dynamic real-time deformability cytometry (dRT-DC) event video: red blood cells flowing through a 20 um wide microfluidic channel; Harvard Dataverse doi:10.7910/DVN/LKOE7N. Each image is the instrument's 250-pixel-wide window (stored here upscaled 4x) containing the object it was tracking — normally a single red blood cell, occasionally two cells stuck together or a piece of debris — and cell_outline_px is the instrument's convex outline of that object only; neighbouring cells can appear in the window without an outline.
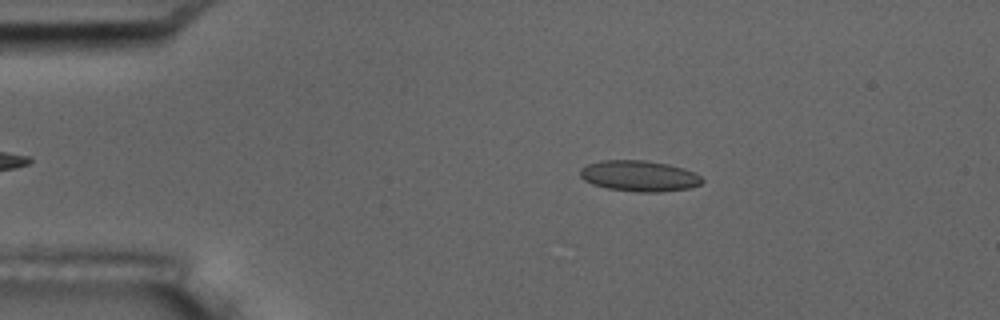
{"species": "common noctule bat (a hibernating species)", "species_latin": "Nyctalus noctula", "temperature_condition": "room temperature", "stored_images_in_passage": 5, "camera_frame_rate_fps": 3000, "um_per_image_px": 0.085, "animal": {"sex": "male", "body_mass_g": 17.5, "forearm_length_mm": 52.3}, "frame": {"image": 1, "passage_image": 3, "time_ms": 2.0, "image_size_px": [1000, 320], "cell_outline_px": [[704, 180], [700, 184], [688, 188], [660, 192], [636, 192], [608, 188], [592, 184], [584, 180], [580, 176], [580, 168], [588, 164], [600, 160], [644, 160], [668, 164], [684, 168], [700, 176]], "centroid_in_image_um": [54.31, 14.95], "position_along_channel_um": 30.7, "area_um2": 21.91}}
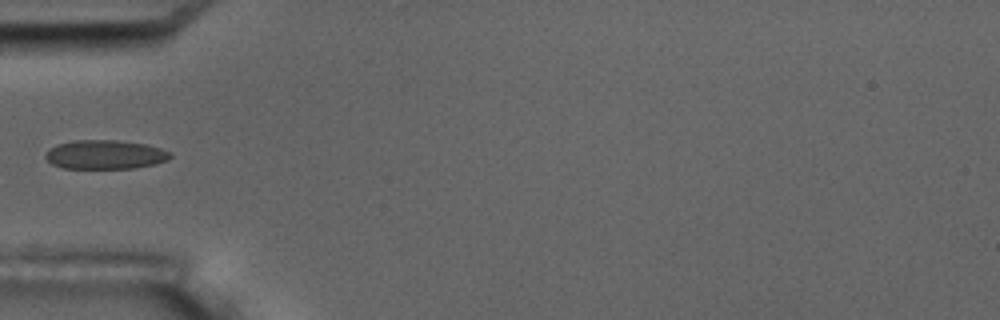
{"frame": {"image": 2, "passage_image": 5, "time_ms": 4.667, "image_size_px": [1000, 320], "cell_outline_px": [[172, 156], [168, 160], [156, 164], [132, 168], [64, 168], [52, 164], [44, 156], [48, 148], [56, 144], [72, 140], [116, 140], [144, 144], [160, 148], [172, 152]], "centroid_in_image_um": [8.92, 13.13], "position_along_channel_um": 76.1, "area_um2": 21.21}}